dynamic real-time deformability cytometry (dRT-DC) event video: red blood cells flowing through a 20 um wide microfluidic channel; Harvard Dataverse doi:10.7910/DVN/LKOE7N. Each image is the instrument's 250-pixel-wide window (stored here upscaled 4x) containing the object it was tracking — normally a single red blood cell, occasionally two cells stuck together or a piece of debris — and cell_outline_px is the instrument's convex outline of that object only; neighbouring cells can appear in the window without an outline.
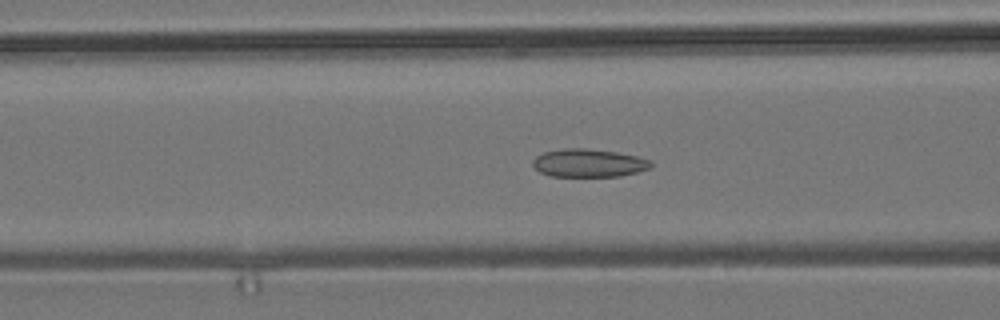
{"species": "common noctule bat (a hibernating species)", "species_latin": "Nyctalus noctula", "temperature_condition": "room temperature", "stored_images_in_passage": 55, "segment_of_instrument_passage": [1, 2], "camera_frame_rate_fps": 3000, "um_per_image_px": 0.085, "animal": {"sex": "male", "body_mass_g": 19.2, "forearm_length_mm": 51.8}, "frame": {"image": 1, "passage_image": 21, "time_ms": 6.667, "image_size_px": [1000, 320], "cell_outline_px": [[652, 164], [648, 168], [636, 172], [620, 176], [552, 176], [540, 172], [532, 164], [532, 160], [536, 156], [544, 152], [564, 148], [588, 148], [616, 152], [636, 156], [652, 160]], "centroid_in_image_um": [50.02, 13.85], "position_along_channel_um": 116.6, "area_um2": 19.25}}
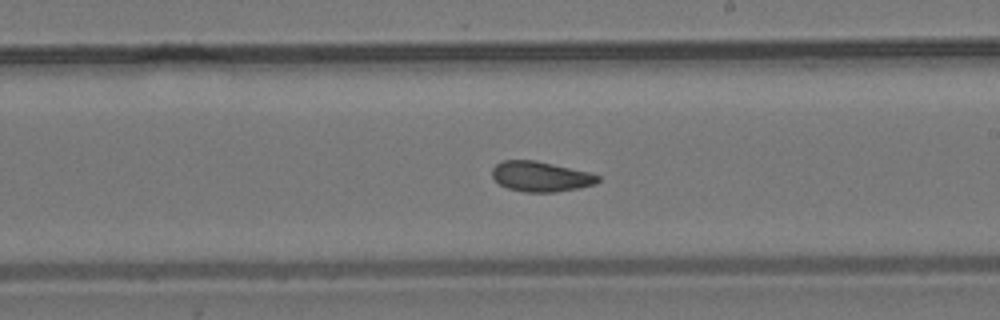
{"frame": {"image": 2, "passage_image": 31, "time_ms": 10.0, "image_size_px": [1000, 320], "cell_outline_px": [[600, 180], [596, 184], [580, 188], [556, 192], [524, 192], [508, 188], [500, 184], [492, 176], [492, 168], [500, 160], [536, 160], [588, 172], [600, 176]], "centroid_in_image_um": [45.96, 15.0], "position_along_channel_um": 243.0, "area_um2": 18.67}}
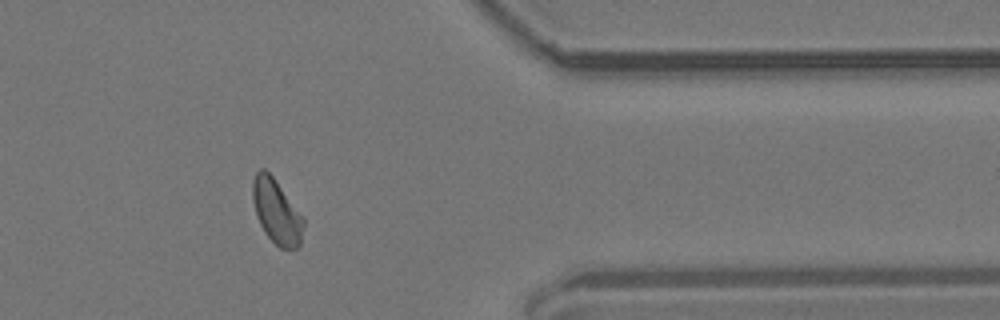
{"frame": {"image": 3, "passage_image": 44, "time_ms": 14.333, "image_size_px": [1000, 320], "cell_outline_px": [[304, 224], [300, 244], [296, 248], [280, 248], [264, 232], [256, 216], [252, 200], [252, 180], [256, 172], [260, 168], [264, 168], [272, 176], [304, 220]], "centroid_in_image_um": [23.46, 17.98], "position_along_channel_um": 387.9, "area_um2": 18.67}}